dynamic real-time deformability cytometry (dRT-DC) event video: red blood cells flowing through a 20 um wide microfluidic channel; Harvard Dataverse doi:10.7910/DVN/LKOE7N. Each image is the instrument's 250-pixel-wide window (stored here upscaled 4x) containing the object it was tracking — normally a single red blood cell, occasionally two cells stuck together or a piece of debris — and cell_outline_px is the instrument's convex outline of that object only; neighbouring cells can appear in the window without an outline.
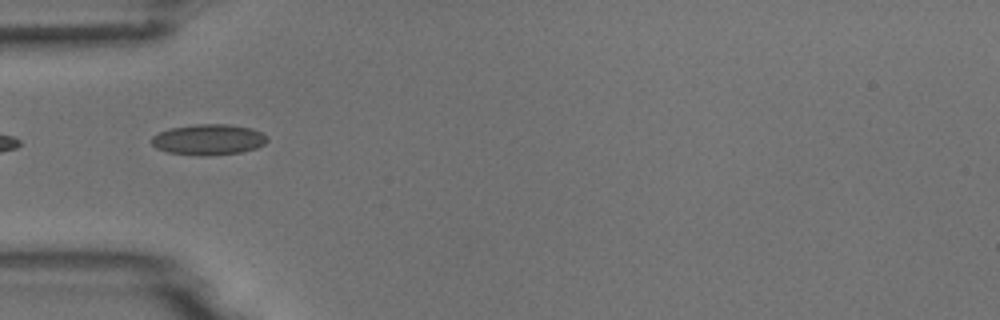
{"species": "common noctule bat (a hibernating species)", "species_latin": "Nyctalus noctula", "temperature_condition": "room temperature", "stored_images_in_passage": 7, "camera_frame_rate_fps": 3000, "um_per_image_px": 0.085, "animal": {"sex": "male", "body_mass_g": 18.8}, "frame": {"image": 1, "passage_image": 5, "time_ms": 4.667, "image_size_px": [1000, 320], "cell_outline_px": [[268, 140], [264, 144], [256, 148], [240, 152], [208, 156], [196, 156], [168, 152], [156, 148], [152, 144], [152, 136], [160, 132], [172, 128], [196, 124], [228, 124], [252, 128], [268, 136]], "centroid_in_image_um": [17.74, 11.87], "position_along_channel_um": 67.3, "area_um2": 20.75}}